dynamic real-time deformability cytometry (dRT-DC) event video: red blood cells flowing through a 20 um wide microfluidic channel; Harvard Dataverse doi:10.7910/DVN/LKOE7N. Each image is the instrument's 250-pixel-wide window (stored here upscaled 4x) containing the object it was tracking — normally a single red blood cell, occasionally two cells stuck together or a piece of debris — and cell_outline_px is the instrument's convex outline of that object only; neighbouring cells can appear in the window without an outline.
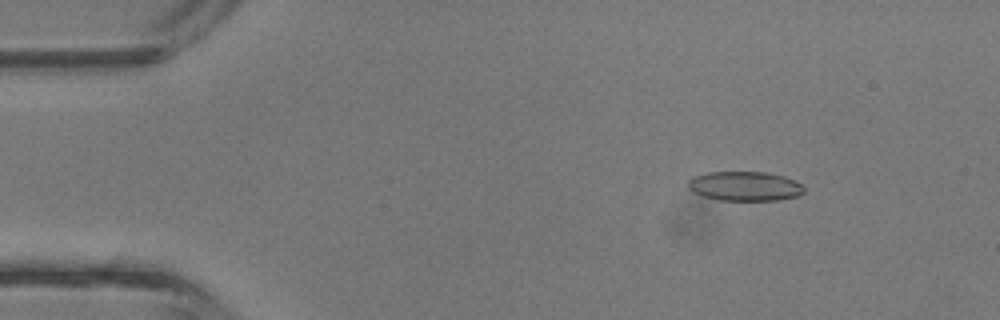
{"species": "common noctule bat (a hibernating species)", "species_latin": "Nyctalus noctula", "temperature_condition": "room temperature", "stored_images_in_passage": 4, "camera_frame_rate_fps": 3000, "um_per_image_px": 0.085, "animal": {"sex": "male", "body_mass_g": 13.3}, "frame": {"image": 1, "passage_image": 2, "time_ms": 0.333, "image_size_px": [1000, 320], "cell_outline_px": [[804, 192], [800, 196], [780, 200], [720, 200], [704, 196], [692, 192], [688, 188], [688, 180], [692, 176], [708, 172], [768, 172], [784, 176], [800, 184], [804, 188]], "centroid_in_image_um": [63.3, 15.82], "position_along_channel_um": 21.7, "area_um2": 20.0}}
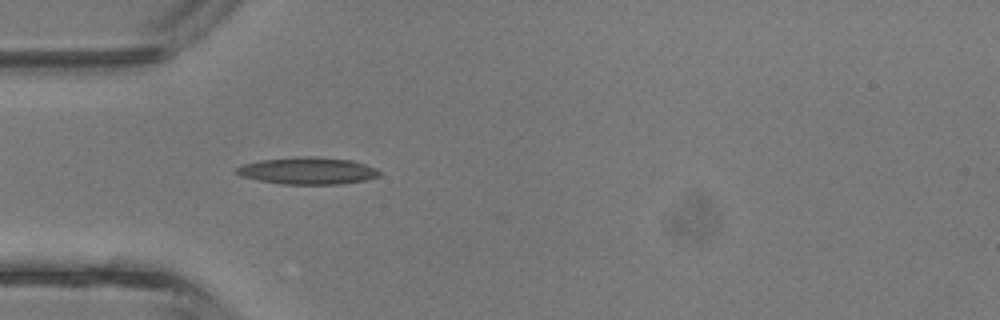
{"frame": {"image": 2, "passage_image": 4, "time_ms": 1.0, "image_size_px": [1000, 320], "cell_outline_px": [[380, 176], [368, 180], [340, 184], [280, 184], [256, 180], [240, 176], [232, 172], [240, 164], [260, 160], [296, 156], [312, 156], [352, 160], [376, 168], [380, 172]], "centroid_in_image_um": [26.1, 14.51], "position_along_channel_um": 58.9, "area_um2": 22.95}}